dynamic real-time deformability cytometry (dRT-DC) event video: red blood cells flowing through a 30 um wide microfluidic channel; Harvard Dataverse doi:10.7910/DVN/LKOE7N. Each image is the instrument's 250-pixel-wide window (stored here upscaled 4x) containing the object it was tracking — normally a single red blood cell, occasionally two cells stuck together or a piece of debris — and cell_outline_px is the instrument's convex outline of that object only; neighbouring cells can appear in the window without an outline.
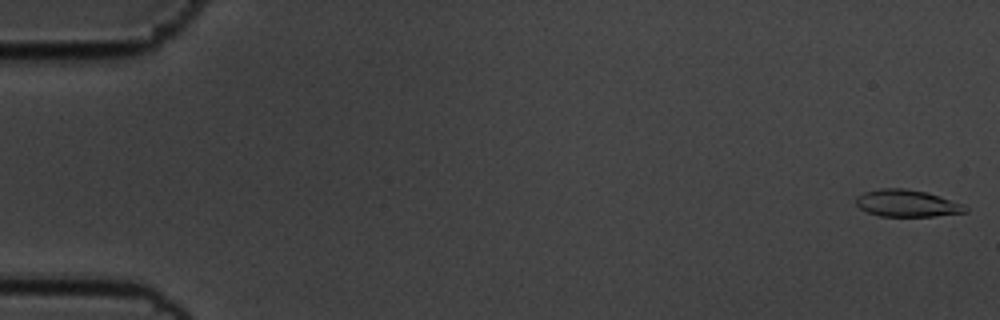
{"species": "common noctule bat (a hibernating species)", "species_latin": "Nyctalus noctula", "temperature_condition": "cold", "stored_images_in_passage": 57, "camera_frame_rate_fps": 3000, "um_per_image_px": 0.085, "animal": {"sex": "male", "body_mass_g": 19.5, "forearm_length_mm": 54.6}, "frame": {"image": 1, "passage_image": 1, "time_ms": 0.0, "image_size_px": [1000, 320], "cell_outline_px": [[968, 212], [932, 216], [880, 216], [868, 212], [860, 208], [856, 204], [856, 200], [864, 192], [880, 188], [904, 188], [924, 192], [940, 196], [964, 204], [968, 208]], "centroid_in_image_um": [77.12, 17.28], "position_along_channel_um": 7.9, "area_um2": 17.05}}
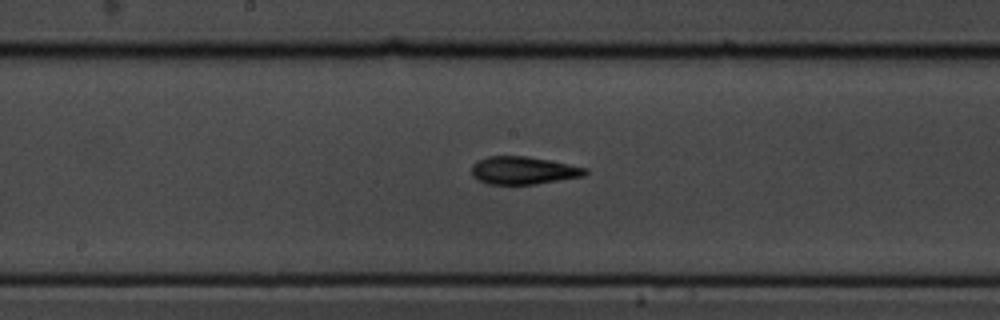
{"frame": {"image": 2, "passage_image": 30, "time_ms": 9.667, "image_size_px": [1000, 320], "cell_outline_px": [[588, 172], [584, 176], [536, 184], [488, 184], [472, 176], [472, 164], [488, 156], [528, 156], [588, 168]], "centroid_in_image_um": [44.5, 14.49], "position_along_channel_um": 203.7, "area_um2": 18.26}}
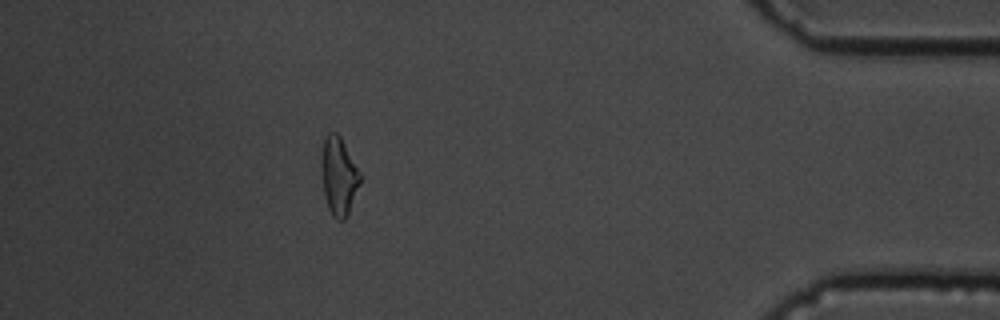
{"frame": {"image": 3, "passage_image": 51, "time_ms": 16.667, "image_size_px": [1000, 320], "cell_outline_px": [[360, 184], [348, 216], [344, 220], [336, 220], [332, 216], [328, 208], [324, 192], [320, 156], [324, 140], [328, 132], [336, 132], [340, 136], [360, 172]], "centroid_in_image_um": [28.79, 14.99], "position_along_channel_um": 406.4, "area_um2": 17.63}, "authors_computed_cell_mechanics": {"area_um2": 17.8602, "velocity_mm_per_s": 3.5444, "shape_relaxation_time_tau1_ms": 6.4075, "shape_relaxation_time_tau2_ms": 1.8191, "deformation_change_tau1": 0.2006, "deformation_change_tau2": 0.0897}}